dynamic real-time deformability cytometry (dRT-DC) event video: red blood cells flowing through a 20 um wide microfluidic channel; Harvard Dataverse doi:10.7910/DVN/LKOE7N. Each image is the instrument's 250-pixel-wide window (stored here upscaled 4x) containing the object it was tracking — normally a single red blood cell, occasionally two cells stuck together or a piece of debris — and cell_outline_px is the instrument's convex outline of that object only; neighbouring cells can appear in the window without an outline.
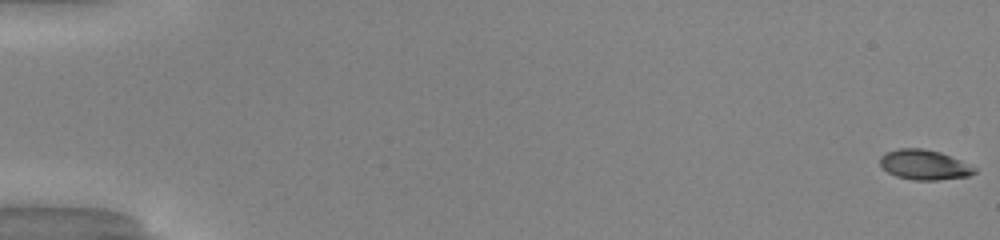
{"species": "common noctule bat (a hibernating species)", "species_latin": "Nyctalus noctula", "temperature_condition": "warm", "stored_images_in_passage": 51, "camera_frame_rate_fps": 3000, "um_per_image_px": 0.085, "animal": {"sex": "male", "body_mass_g": 20.0, "forearm_length_mm": 53.3}, "frame": {"image": 1, "passage_image": 1, "time_ms": 0.0, "image_size_px": [1000, 240], "cell_outline_px": [[976, 172], [968, 176], [936, 180], [912, 180], [896, 176], [888, 172], [880, 164], [880, 156], [888, 152], [900, 148], [924, 148], [940, 152], [960, 160], [976, 168]], "centroid_in_image_um": [78.56, 14.0], "position_along_channel_um": 6.4, "area_um2": 16.36}}
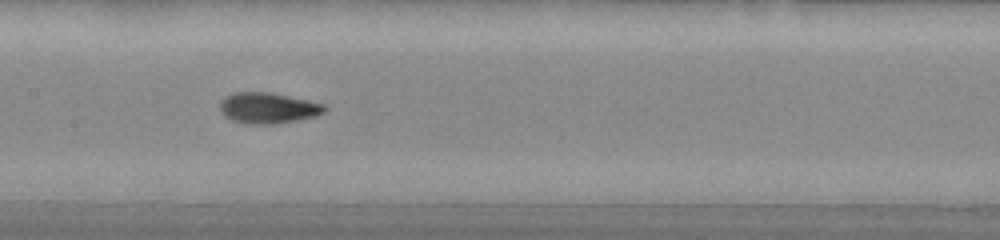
{"frame": {"image": 2, "passage_image": 27, "time_ms": 8.667, "image_size_px": [1000, 240], "cell_outline_px": [[328, 108], [324, 112], [316, 116], [276, 124], [244, 124], [232, 120], [224, 116], [220, 108], [220, 100], [224, 96], [232, 92], [268, 92], [308, 100], [324, 104]], "centroid_in_image_um": [22.75, 9.18], "position_along_channel_um": 184.6, "area_um2": 18.96}}
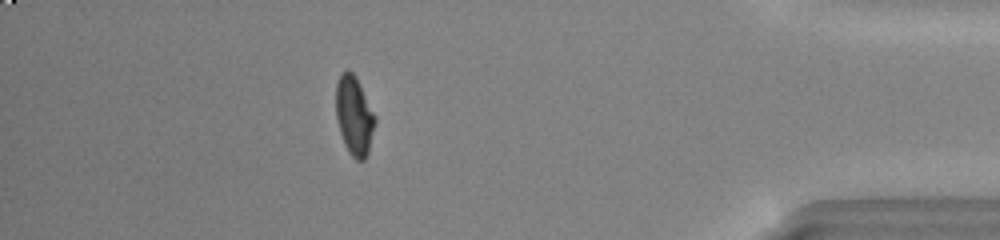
{"frame": {"image": 3, "passage_image": 46, "time_ms": 15.0, "image_size_px": [1000, 240], "cell_outline_px": [[376, 124], [368, 152], [364, 160], [356, 160], [348, 152], [344, 144], [340, 132], [336, 116], [336, 84], [340, 72], [348, 68], [356, 76], [376, 116]], "centroid_in_image_um": [30.11, 9.8], "position_along_channel_um": 405.1, "area_um2": 18.26}, "authors_computed_cell_mechanics": {"area_um2": 17.8602, "velocity_mm_per_s": 4.1316, "shape_relaxation_time_tau1_ms": 4.4233, "shape_relaxation_time_tau2_ms": 1.1396, "deformation_change_tau1": 0.189, "deformation_change_tau2": 0.0564}}